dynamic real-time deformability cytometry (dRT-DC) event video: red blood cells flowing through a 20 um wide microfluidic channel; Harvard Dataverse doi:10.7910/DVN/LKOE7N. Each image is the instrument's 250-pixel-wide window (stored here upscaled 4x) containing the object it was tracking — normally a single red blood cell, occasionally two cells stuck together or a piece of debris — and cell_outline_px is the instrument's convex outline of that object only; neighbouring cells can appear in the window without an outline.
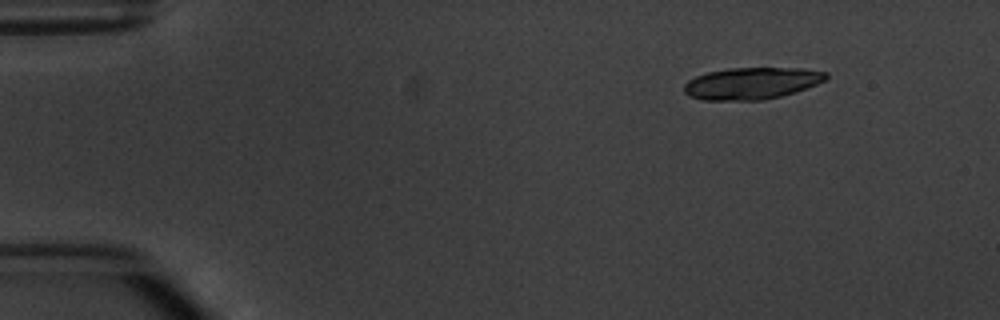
{"species": "common noctule bat (a hibernating species)", "species_latin": "Nyctalus noctula", "temperature_condition": "warm", "stored_images_in_passage": 5, "camera_frame_rate_fps": 3000, "um_per_image_px": 0.085, "animal": {"sex": "male", "body_mass_g": 20.1, "forearm_length_mm": 53.5}, "frame": {"image": 1, "passage_image": 1, "time_ms": 0.0, "image_size_px": [1000, 320], "cell_outline_px": [[828, 76], [824, 80], [816, 84], [780, 96], [764, 100], [704, 100], [688, 96], [684, 92], [684, 84], [688, 80], [696, 76], [708, 72], [728, 68], [804, 68], [828, 72]], "centroid_in_image_um": [63.86, 7.07], "position_along_channel_um": 21.1, "area_um2": 26.24}}